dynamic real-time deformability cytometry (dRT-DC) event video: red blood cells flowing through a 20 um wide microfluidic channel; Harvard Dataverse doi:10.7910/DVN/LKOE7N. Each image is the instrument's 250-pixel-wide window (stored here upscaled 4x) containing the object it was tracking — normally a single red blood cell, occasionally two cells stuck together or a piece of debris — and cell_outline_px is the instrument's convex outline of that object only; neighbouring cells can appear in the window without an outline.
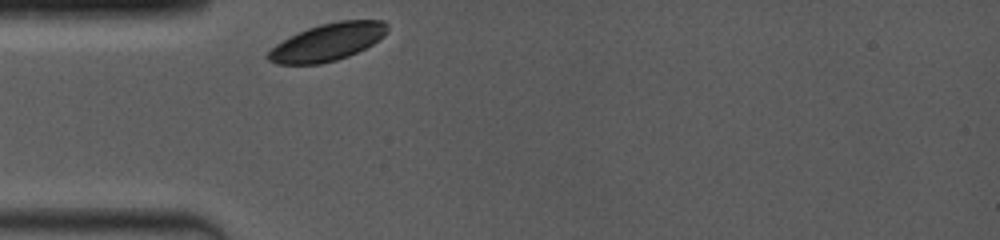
{"species": "common noctule bat (a hibernating species)", "species_latin": "Nyctalus noctula", "temperature_condition": "room temperature", "stored_images_in_passage": 29, "camera_frame_rate_fps": 4000, "um_per_image_px": 0.085, "animal": {"sex": "female", "body_mass_g": 19.0, "forearm_length_mm": 53.3}, "frame": {"image": 1, "passage_image": 1, "time_ms": 0.0, "image_size_px": [1000, 240], "cell_outline_px": [[388, 28], [384, 36], [372, 44], [348, 56], [336, 60], [320, 64], [276, 64], [268, 60], [264, 56], [276, 44], [308, 28], [320, 24], [340, 20], [384, 20], [388, 24]], "centroid_in_image_um": [27.85, 3.58], "position_along_channel_um": 57.2, "area_um2": 25.78}}
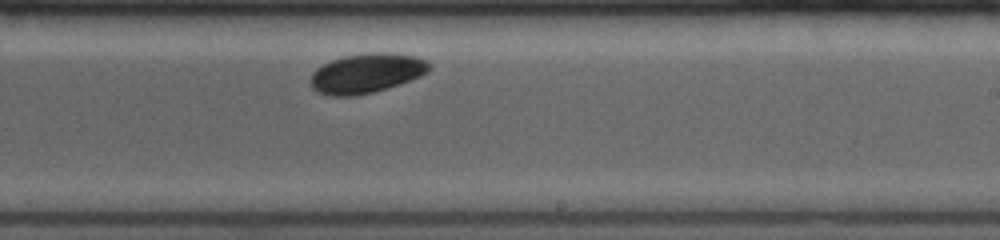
{"frame": {"image": 2, "passage_image": 17, "time_ms": 5.5, "image_size_px": [1000, 240], "cell_outline_px": [[432, 68], [428, 72], [420, 76], [388, 88], [356, 96], [332, 96], [316, 92], [312, 88], [312, 72], [316, 68], [332, 60], [344, 56], [372, 52], [388, 52], [416, 56], [432, 64]], "centroid_in_image_um": [31.17, 6.22], "position_along_channel_um": 257.8, "area_um2": 27.4}}
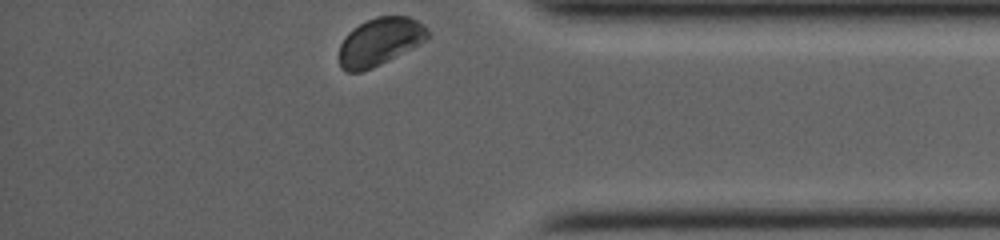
{"frame": {"image": 3, "passage_image": 29, "time_ms": 9.5, "image_size_px": [1000, 240], "cell_outline_px": [[428, 40], [372, 68], [360, 72], [348, 72], [340, 68], [340, 44], [348, 32], [360, 24], [376, 16], [408, 16], [424, 24], [428, 28]], "centroid_in_image_um": [32.3, 3.54], "position_along_channel_um": 402.9, "area_um2": 24.51}, "authors_computed_cell_mechanics": {"area_um2": 26.6458, "velocity_mm_per_s": 3.7424, "shape_relaxation_time_tau1_ms": null, "shape_relaxation_time_tau2_ms": 10.3643, "deformation_change_tau1": null, "deformation_change_tau2": 0.0607}}